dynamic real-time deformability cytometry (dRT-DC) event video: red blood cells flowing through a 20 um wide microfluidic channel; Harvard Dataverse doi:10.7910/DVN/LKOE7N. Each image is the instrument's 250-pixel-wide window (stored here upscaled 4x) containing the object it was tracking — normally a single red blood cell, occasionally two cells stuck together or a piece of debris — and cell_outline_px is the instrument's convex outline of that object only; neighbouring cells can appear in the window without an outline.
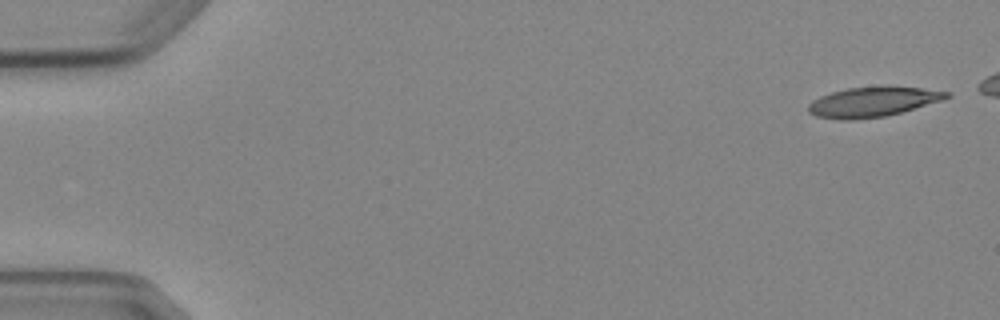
{"species": "Egyptian fruit bat (a non-hibernating species)", "species_latin": "Rousettus aegyptiacus", "temperature_condition": "cold", "stored_images_in_passage": 5, "camera_frame_rate_fps": 3000, "um_per_image_px": 0.085, "animal": {"sex": "female"}, "frame": {"image": 1, "passage_image": 1, "time_ms": 0.0, "image_size_px": [1000, 320], "cell_outline_px": [[952, 96], [940, 100], [900, 112], [884, 116], [852, 120], [840, 120], [816, 116], [808, 112], [808, 104], [812, 100], [820, 96], [832, 92], [848, 88], [920, 88], [952, 92]], "centroid_in_image_um": [74.12, 8.68], "position_along_channel_um": 10.9, "area_um2": 23.29}}